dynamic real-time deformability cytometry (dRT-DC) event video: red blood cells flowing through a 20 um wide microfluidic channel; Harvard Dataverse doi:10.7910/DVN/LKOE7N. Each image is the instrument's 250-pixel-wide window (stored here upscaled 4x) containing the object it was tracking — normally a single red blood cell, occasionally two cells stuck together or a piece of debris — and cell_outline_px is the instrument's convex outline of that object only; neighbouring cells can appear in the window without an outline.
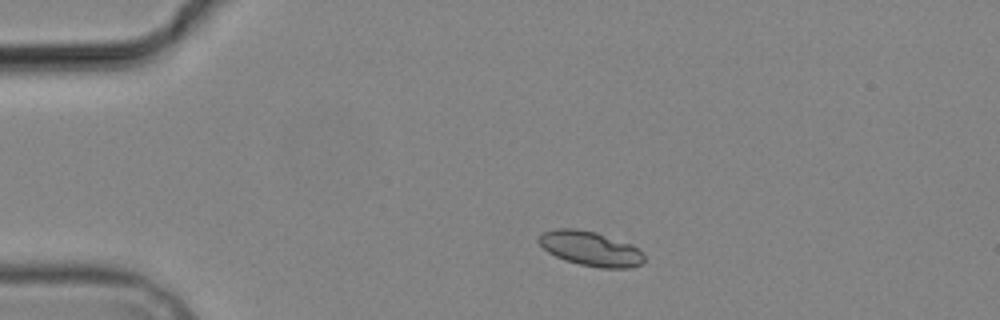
{"species": "common noctule bat (a hibernating species)", "species_latin": "Nyctalus noctula", "temperature_condition": "cold", "stored_images_in_passage": 3, "camera_frame_rate_fps": 3000, "um_per_image_px": 0.085, "animal": {"sex": "male", "body_mass_g": 19.2, "forearm_length_mm": 51.8}, "frame": {"image": 1, "passage_image": 2, "time_ms": 1.667, "image_size_px": [1000, 320], "cell_outline_px": [[644, 260], [640, 264], [628, 268], [600, 268], [580, 264], [564, 260], [548, 252], [536, 240], [536, 236], [544, 232], [556, 228], [576, 228], [596, 232], [632, 244], [644, 252]], "centroid_in_image_um": [50.18, 21.12], "position_along_channel_um": 34.8, "area_um2": 21.44}}